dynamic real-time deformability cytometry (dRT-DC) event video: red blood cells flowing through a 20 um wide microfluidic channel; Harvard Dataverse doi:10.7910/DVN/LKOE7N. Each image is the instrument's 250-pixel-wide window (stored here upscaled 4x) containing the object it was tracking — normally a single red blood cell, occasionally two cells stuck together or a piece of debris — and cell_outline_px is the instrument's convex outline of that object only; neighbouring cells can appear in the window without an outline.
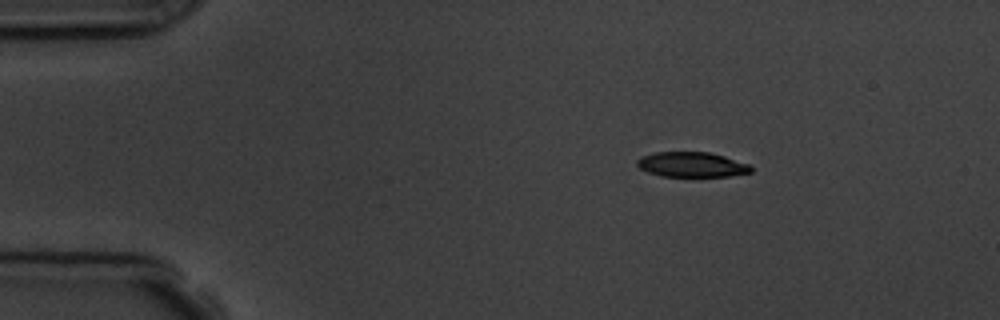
{"species": "common noctule bat (a hibernating species)", "species_latin": "Nyctalus noctula", "temperature_condition": "room temperature", "stored_images_in_passage": 3, "camera_frame_rate_fps": 3000, "um_per_image_px": 0.085, "animal": {"sex": "male", "body_mass_g": 19.5, "forearm_length_mm": 54.6}, "frame": {"image": 1, "passage_image": 1, "time_ms": 0.0, "image_size_px": [1000, 320], "cell_outline_px": [[752, 172], [728, 176], [660, 176], [648, 172], [640, 168], [636, 164], [636, 160], [644, 156], [656, 152], [708, 152], [724, 156], [748, 164], [752, 168]], "centroid_in_image_um": [58.79, 13.99], "position_along_channel_um": 26.2, "area_um2": 16.42}}